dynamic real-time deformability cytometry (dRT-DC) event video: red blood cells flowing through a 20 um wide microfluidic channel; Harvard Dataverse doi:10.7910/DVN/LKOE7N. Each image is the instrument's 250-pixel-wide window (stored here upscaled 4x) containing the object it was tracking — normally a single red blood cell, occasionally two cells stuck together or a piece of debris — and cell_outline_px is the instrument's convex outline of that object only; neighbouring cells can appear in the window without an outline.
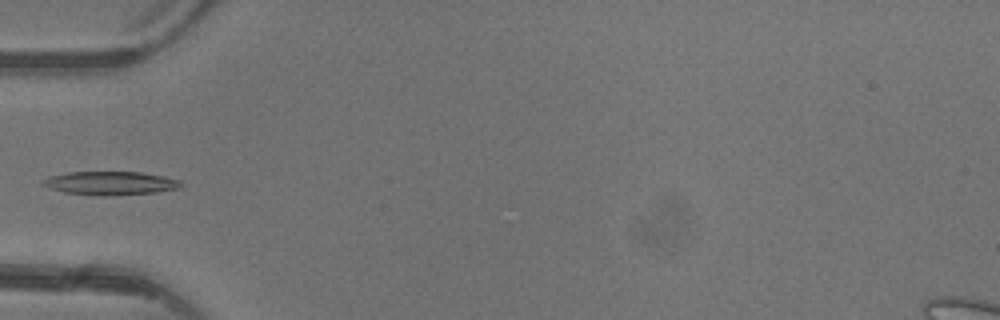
{"species": "common noctule bat (a hibernating species)", "species_latin": "Nyctalus noctula", "temperature_condition": "warm", "stored_images_in_passage": 5, "camera_frame_rate_fps": 3000, "um_per_image_px": 0.085, "animal": {"sex": "female"}, "frame": {"image": 1, "passage_image": 5, "time_ms": 4.667, "image_size_px": [1000, 320], "cell_outline_px": [[184, 184], [180, 188], [156, 192], [112, 196], [104, 196], [64, 192], [40, 184], [40, 180], [48, 176], [68, 172], [140, 172], [164, 176], [180, 180]], "centroid_in_image_um": [9.39, 15.57], "position_along_channel_um": 75.6, "area_um2": 19.07}}